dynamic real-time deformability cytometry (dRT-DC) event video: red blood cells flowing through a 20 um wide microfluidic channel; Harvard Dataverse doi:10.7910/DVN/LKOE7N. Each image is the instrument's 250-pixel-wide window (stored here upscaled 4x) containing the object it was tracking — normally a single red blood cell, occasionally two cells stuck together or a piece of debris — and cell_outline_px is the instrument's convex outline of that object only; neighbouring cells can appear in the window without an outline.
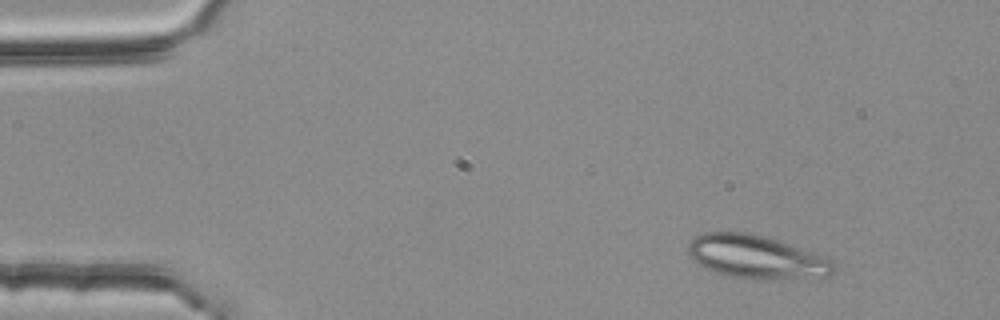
{"species": "common noctule bat (a hibernating species)", "species_latin": "Nyctalus noctula", "temperature_condition": "room temperature", "stored_images_in_passage": 3, "camera_frame_rate_fps": 3000, "um_per_image_px": 0.085, "animal": {"sex": "female", "body_mass_g": 25.1}, "frame": {"image": 1, "passage_image": 1, "time_ms": 0.0, "image_size_px": [1000, 320], "cell_outline_px": [[836, 268], [828, 276], [760, 280], [756, 280], [728, 276], [716, 272], [700, 264], [688, 252], [688, 244], [696, 236], [704, 232], [748, 232], [776, 240], [832, 260], [836, 264]], "centroid_in_image_um": [64.28, 21.85], "position_along_channel_um": 20.7, "area_um2": 36.13}}